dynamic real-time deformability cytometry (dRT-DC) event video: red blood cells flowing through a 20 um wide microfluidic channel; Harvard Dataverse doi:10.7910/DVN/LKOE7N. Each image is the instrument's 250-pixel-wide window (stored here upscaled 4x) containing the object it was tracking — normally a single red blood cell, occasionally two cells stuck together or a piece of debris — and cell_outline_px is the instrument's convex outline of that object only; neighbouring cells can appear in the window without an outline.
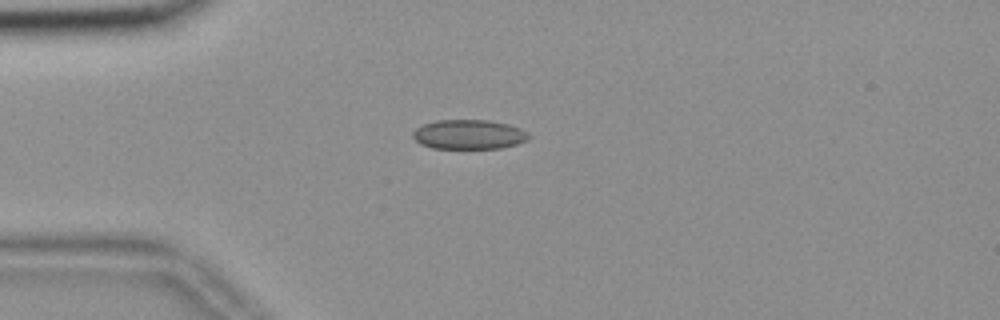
{"species": "common noctule bat (a hibernating species)", "species_latin": "Nyctalus noctula", "temperature_condition": "room temperature", "stored_images_in_passage": 42, "camera_frame_rate_fps": 3000, "um_per_image_px": 0.085, "animal": {"sex": "female", "body_mass_g": 18.4}, "frame": {"image": 1, "passage_image": 1, "time_ms": 0.0, "image_size_px": [1000, 320], "cell_outline_px": [[532, 136], [528, 140], [516, 144], [500, 148], [432, 148], [420, 144], [412, 136], [412, 132], [416, 128], [424, 124], [436, 120], [488, 120], [508, 124], [520, 128], [528, 132]], "centroid_in_image_um": [39.87, 11.42], "position_along_channel_um": 45.1, "area_um2": 20.0}}
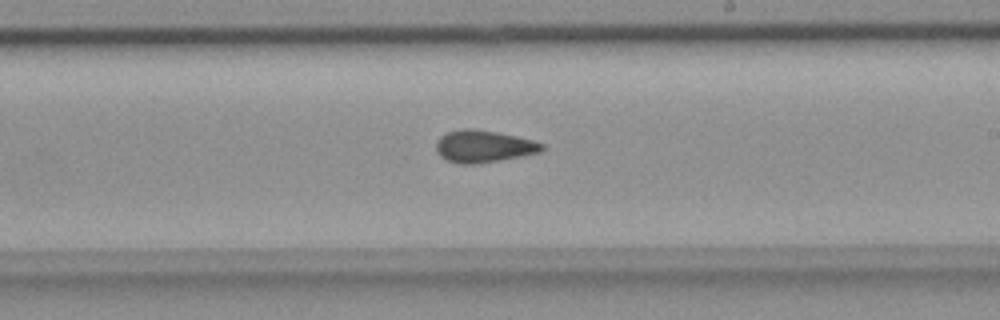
{"frame": {"image": 2, "passage_image": 19, "time_ms": 6.0, "image_size_px": [1000, 320], "cell_outline_px": [[544, 148], [540, 152], [500, 160], [476, 164], [460, 164], [448, 160], [440, 156], [436, 152], [436, 140], [440, 136], [448, 132], [464, 128], [468, 128], [496, 132], [516, 136], [532, 140], [544, 144]], "centroid_in_image_um": [41.07, 12.44], "position_along_channel_um": 247.9, "area_um2": 19.71}}
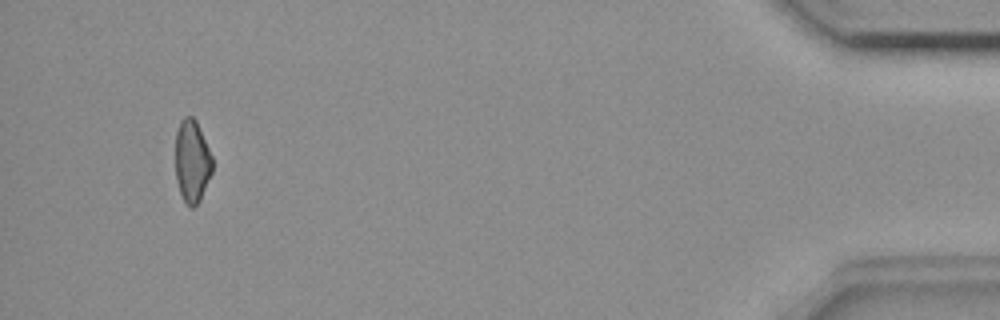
{"frame": {"image": 3, "passage_image": 39, "time_ms": 12.667, "image_size_px": [1000, 320], "cell_outline_px": [[212, 172], [200, 200], [192, 208], [184, 200], [180, 192], [176, 180], [176, 132], [180, 120], [184, 116], [192, 116], [196, 120], [212, 156]], "centroid_in_image_um": [16.32, 13.67], "position_along_channel_um": 418.9, "area_um2": 17.63}, "authors_computed_cell_mechanics": {"area_um2": 19.2185, "velocity_mm_per_s": 3.679, "shape_relaxation_time_tau1_ms": null, "shape_relaxation_time_tau2_ms": 3.6833, "deformation_change_tau1": null, "deformation_change_tau2": 0.0967}}